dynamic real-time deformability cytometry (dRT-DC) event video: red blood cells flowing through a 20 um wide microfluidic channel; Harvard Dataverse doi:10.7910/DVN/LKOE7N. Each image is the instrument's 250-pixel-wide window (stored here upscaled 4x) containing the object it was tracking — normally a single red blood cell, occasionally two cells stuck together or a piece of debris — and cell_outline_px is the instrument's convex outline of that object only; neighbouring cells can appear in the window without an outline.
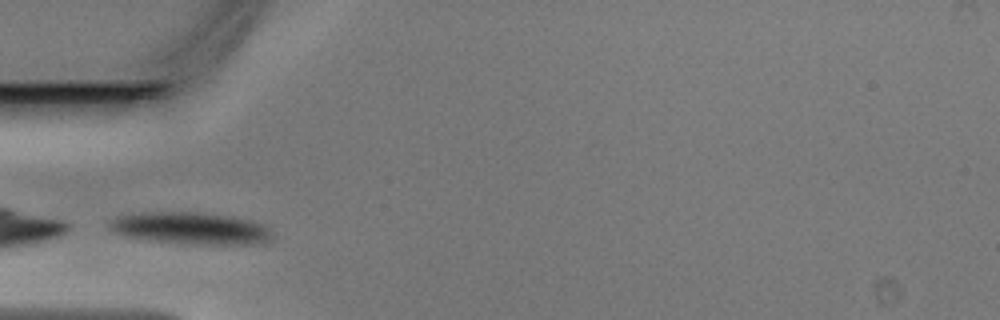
{"species": "Egyptian fruit bat (a non-hibernating species)", "species_latin": "Rousettus aegyptiacus", "temperature_condition": "warm", "stored_images_in_passage": 27, "camera_frame_rate_fps": 3000, "um_per_image_px": 0.085, "animal": {"sex": "male"}, "frame": {"image": 1, "passage_image": 1, "time_ms": 0.0, "image_size_px": [1000, 320], "cell_outline_px": [[272, 236], [268, 240], [256, 244], [180, 244], [148, 240], [124, 236], [112, 232], [104, 224], [108, 220], [120, 216], [136, 212], [204, 212], [232, 216], [252, 220], [268, 228], [272, 232]], "centroid_in_image_um": [16.11, 19.4], "position_along_channel_um": 68.9, "area_um2": 30.98}}
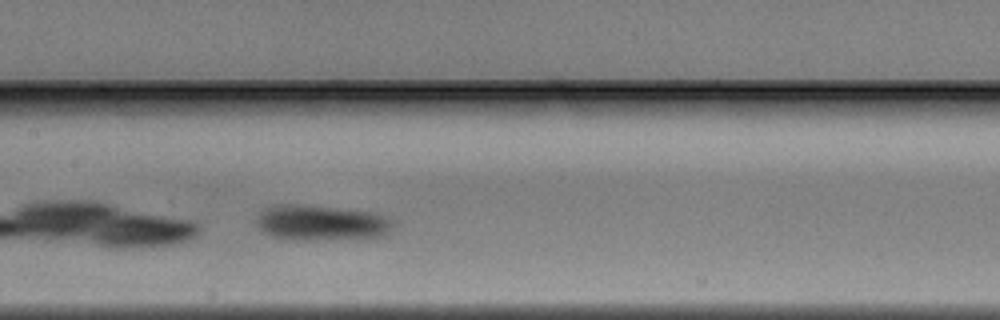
{"frame": {"image": 2, "passage_image": 9, "time_ms": 2.667, "image_size_px": [1000, 320], "cell_outline_px": [[392, 228], [388, 232], [376, 236], [316, 240], [292, 240], [272, 236], [260, 232], [252, 224], [260, 212], [264, 208], [276, 204], [292, 204], [380, 212], [388, 216], [392, 220]], "centroid_in_image_um": [27.21, 18.92], "position_along_channel_um": 180.2, "area_um2": 28.55}}
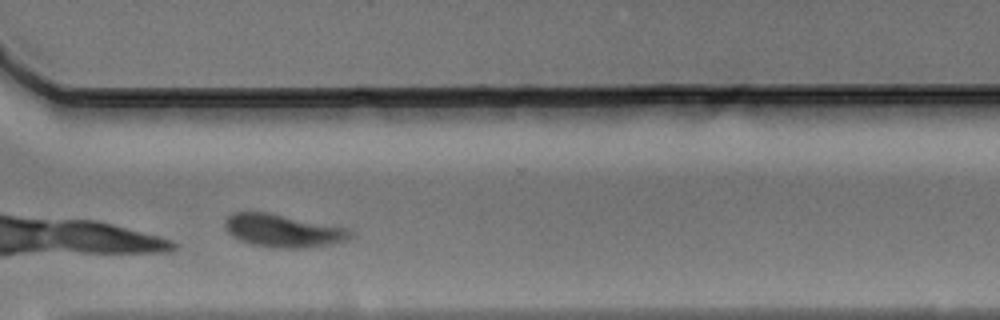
{"frame": {"image": 3, "passage_image": 21, "time_ms": 6.667, "image_size_px": [1000, 320], "cell_outline_px": [[352, 236], [344, 240], [332, 244], [304, 248], [268, 248], [252, 244], [240, 240], [232, 236], [228, 232], [224, 224], [224, 220], [232, 212], [272, 212], [348, 228], [352, 232]], "centroid_in_image_um": [24.04, 19.6], "position_along_channel_um": 346.6, "area_um2": 24.33}}